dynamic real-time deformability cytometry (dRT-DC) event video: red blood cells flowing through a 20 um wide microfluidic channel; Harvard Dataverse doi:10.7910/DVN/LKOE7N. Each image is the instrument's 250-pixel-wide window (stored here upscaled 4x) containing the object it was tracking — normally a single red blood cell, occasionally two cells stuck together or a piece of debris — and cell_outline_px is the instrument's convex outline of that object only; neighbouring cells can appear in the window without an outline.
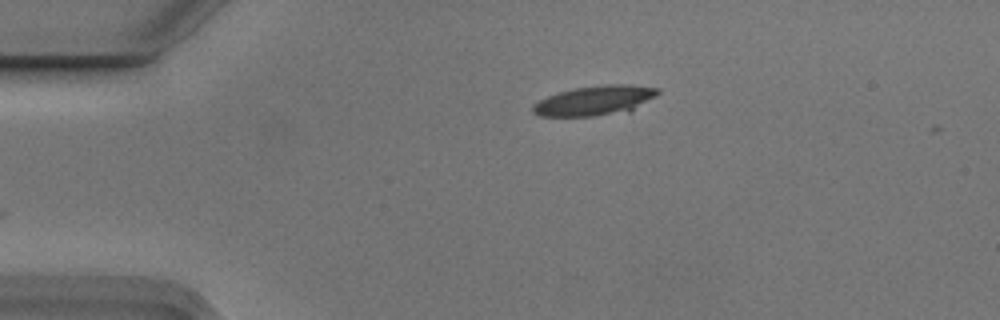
{"species": "Egyptian fruit bat (a non-hibernating species)", "species_latin": "Rousettus aegyptiacus", "temperature_condition": "cold", "stored_images_in_passage": 4, "camera_frame_rate_fps": 3000, "um_per_image_px": 0.085, "animal": {"sex": "male"}, "frame": {"image": 1, "passage_image": 1, "time_ms": 0.0, "image_size_px": [1000, 320], "cell_outline_px": [[660, 92], [656, 96], [632, 112], [592, 116], [540, 116], [532, 112], [532, 104], [548, 96], [560, 92], [576, 88], [604, 84], [628, 84], [660, 88]], "centroid_in_image_um": [50.62, 8.55], "position_along_channel_um": 34.4, "area_um2": 21.91}}
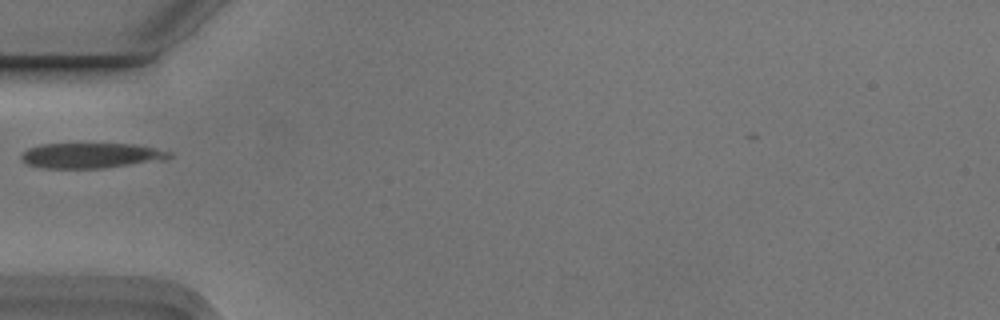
{"frame": {"image": 2, "passage_image": 3, "time_ms": 0.667, "image_size_px": [1000, 320], "cell_outline_px": [[172, 156], [168, 160], [100, 168], [44, 168], [28, 164], [20, 156], [28, 148], [40, 144], [136, 144], [172, 152]], "centroid_in_image_um": [7.8, 13.22], "position_along_channel_um": 77.2, "area_um2": 21.73}}